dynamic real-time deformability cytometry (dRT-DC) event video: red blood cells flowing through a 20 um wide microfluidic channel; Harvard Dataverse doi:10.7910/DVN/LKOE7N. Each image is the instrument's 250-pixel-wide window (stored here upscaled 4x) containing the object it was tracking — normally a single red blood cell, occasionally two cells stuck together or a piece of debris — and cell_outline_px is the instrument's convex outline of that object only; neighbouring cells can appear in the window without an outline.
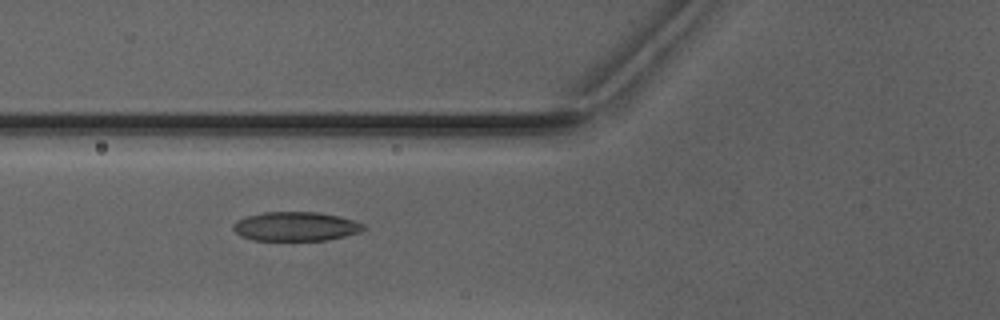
{"species": "Egyptian fruit bat (a non-hibernating species)", "species_latin": "Rousettus aegyptiacus", "temperature_condition": "warm", "stored_images_in_passage": 3, "camera_frame_rate_fps": 3000, "um_per_image_px": 0.085, "animal": {"sex": "male"}, "frame": {"image": 1, "passage_image": 3, "time_ms": 2.333, "image_size_px": [1000, 320], "cell_outline_px": [[368, 228], [360, 232], [328, 240], [252, 240], [240, 236], [232, 228], [232, 224], [236, 220], [248, 216], [264, 212], [320, 212], [340, 216], [364, 224]], "centroid_in_image_um": [25.14, 19.24], "position_along_channel_um": 100.7, "area_um2": 22.25}}